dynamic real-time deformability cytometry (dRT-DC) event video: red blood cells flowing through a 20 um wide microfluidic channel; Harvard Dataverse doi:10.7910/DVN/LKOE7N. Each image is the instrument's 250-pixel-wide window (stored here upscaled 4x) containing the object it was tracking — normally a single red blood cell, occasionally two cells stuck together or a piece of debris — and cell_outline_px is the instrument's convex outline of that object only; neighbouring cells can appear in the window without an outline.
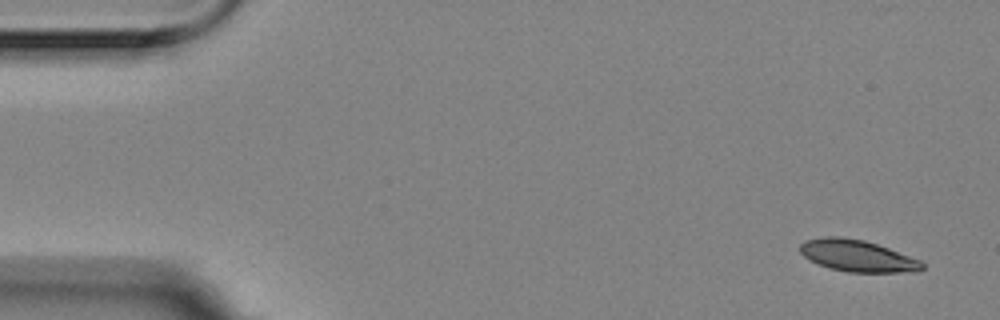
{"species": "Egyptian fruit bat (a non-hibernating species)", "species_latin": "Rousettus aegyptiacus", "temperature_condition": "room temperature", "stored_images_in_passage": 5, "camera_frame_rate_fps": 3000, "um_per_image_px": 0.085, "animal": {"sex": "female"}, "frame": {"image": 1, "passage_image": 1, "time_ms": 0.0, "image_size_px": [1000, 320], "cell_outline_px": [[924, 268], [920, 272], [848, 272], [828, 268], [804, 256], [800, 252], [800, 244], [804, 240], [824, 236], [840, 236], [864, 240], [888, 248], [920, 260], [924, 264]], "centroid_in_image_um": [72.88, 21.74], "position_along_channel_um": 12.1, "area_um2": 22.54}}
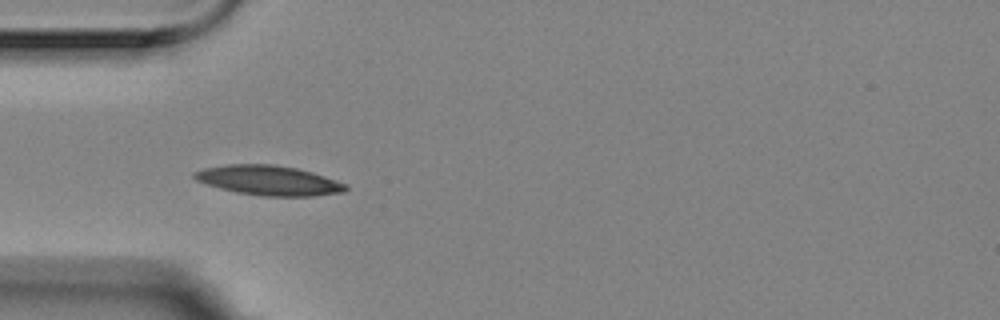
{"frame": {"image": 2, "passage_image": 4, "time_ms": 1.0, "image_size_px": [1000, 320], "cell_outline_px": [[348, 188], [344, 192], [312, 196], [260, 196], [236, 192], [220, 188], [196, 180], [192, 176], [192, 172], [204, 168], [228, 164], [272, 164], [296, 168], [312, 172], [348, 184]], "centroid_in_image_um": [22.84, 15.33], "position_along_channel_um": 62.2, "area_um2": 26.24}}
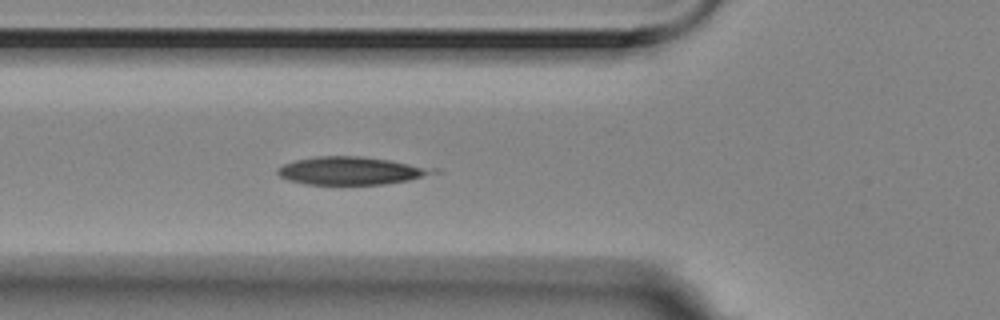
{"frame": {"image": 3, "passage_image": 5, "time_ms": 1.333, "image_size_px": [1000, 320], "cell_outline_px": [[440, 172], [408, 180], [384, 184], [304, 184], [288, 180], [280, 176], [276, 172], [276, 168], [284, 164], [296, 160], [320, 156], [360, 156], [388, 160], [440, 168]], "centroid_in_image_um": [29.87, 14.51], "position_along_channel_um": 95.9, "area_um2": 25.26}}